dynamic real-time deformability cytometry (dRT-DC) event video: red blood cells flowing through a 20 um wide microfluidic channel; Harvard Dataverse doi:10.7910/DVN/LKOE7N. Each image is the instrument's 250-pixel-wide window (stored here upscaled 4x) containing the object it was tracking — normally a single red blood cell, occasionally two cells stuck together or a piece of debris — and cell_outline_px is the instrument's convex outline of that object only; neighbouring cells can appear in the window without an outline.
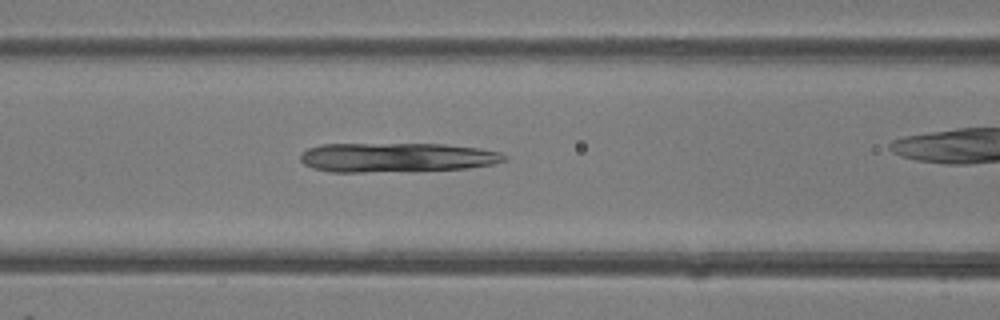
{"species": "common noctule bat (a hibernating species)", "species_latin": "Nyctalus noctula", "temperature_condition": "room temperature", "stored_images_in_passage": 37, "camera_frame_rate_fps": 3000, "um_per_image_px": 0.085, "animal": {"sex": "female"}, "frame": {"image": 1, "passage_image": 19, "time_ms": 6.0, "image_size_px": [1000, 320], "cell_outline_px": [[508, 160], [492, 164], [468, 168], [364, 172], [328, 172], [312, 168], [304, 164], [300, 160], [300, 156], [308, 148], [320, 144], [444, 144], [480, 148], [500, 152], [508, 156]], "centroid_in_image_um": [33.71, 13.38], "position_along_channel_um": 132.9, "area_um2": 34.91}}
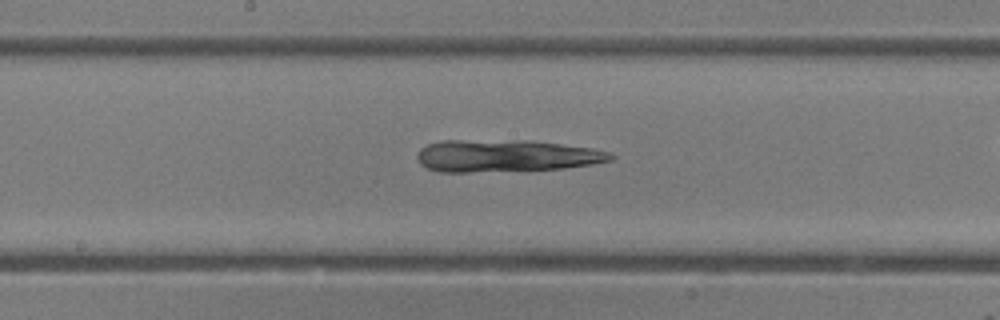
{"frame": {"image": 2, "passage_image": 24, "time_ms": 7.667, "image_size_px": [1000, 320], "cell_outline_px": [[616, 156], [612, 160], [592, 164], [564, 168], [468, 172], [440, 172], [428, 168], [420, 164], [416, 156], [420, 148], [428, 144], [440, 140], [524, 140], [560, 144], [592, 148], [608, 152]], "centroid_in_image_um": [42.97, 13.24], "position_along_channel_um": 205.2, "area_um2": 36.18}}
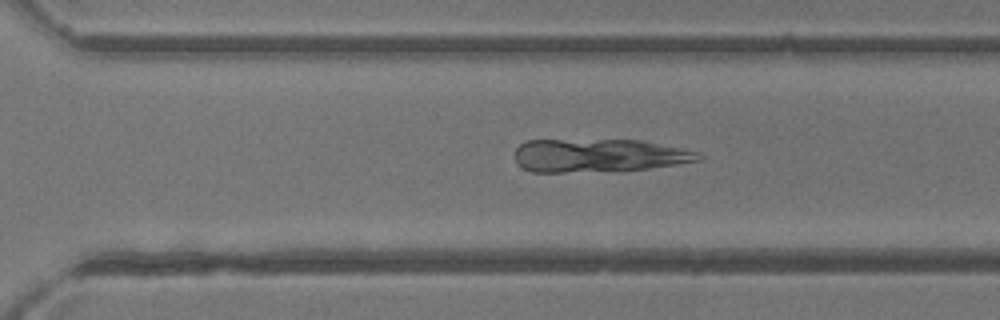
{"frame": {"image": 3, "passage_image": 32, "time_ms": 10.333, "image_size_px": [1000, 320], "cell_outline_px": [[704, 156], [700, 160], [676, 164], [620, 172], [532, 172], [516, 164], [512, 156], [512, 152], [524, 140], [640, 140], [700, 152]], "centroid_in_image_um": [50.83, 13.23], "position_along_channel_um": 319.8, "area_um2": 36.3}}